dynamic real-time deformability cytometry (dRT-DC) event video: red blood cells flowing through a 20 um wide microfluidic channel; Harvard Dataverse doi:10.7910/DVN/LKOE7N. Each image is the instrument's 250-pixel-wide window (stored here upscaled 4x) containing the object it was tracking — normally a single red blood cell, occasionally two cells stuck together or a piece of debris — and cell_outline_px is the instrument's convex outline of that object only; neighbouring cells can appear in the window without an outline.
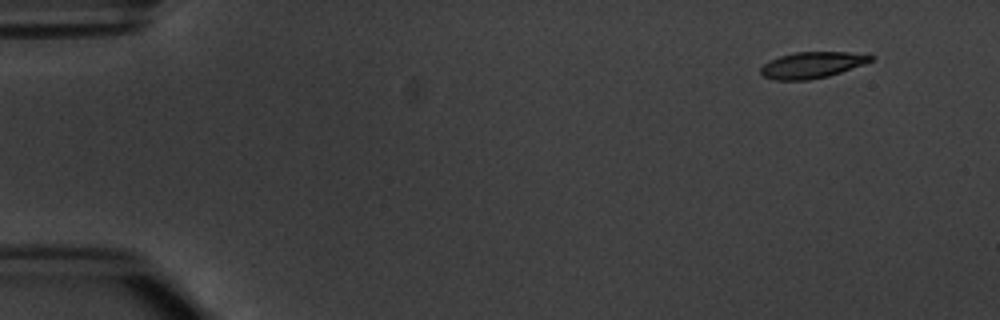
{"species": "common noctule bat (a hibernating species)", "species_latin": "Nyctalus noctula", "temperature_condition": "warm", "stored_images_in_passage": 7, "camera_frame_rate_fps": 3000, "um_per_image_px": 0.085, "animal": {"sex": "male", "body_mass_g": 20.1, "forearm_length_mm": 53.5}, "frame": {"image": 1, "passage_image": 2, "time_ms": 1.333, "image_size_px": [1000, 320], "cell_outline_px": [[872, 60], [864, 64], [828, 76], [808, 80], [776, 80], [764, 76], [760, 72], [760, 68], [764, 64], [780, 56], [796, 52], [868, 52], [872, 56]], "centroid_in_image_um": [69.07, 5.51], "position_along_channel_um": 15.9, "area_um2": 16.76}}
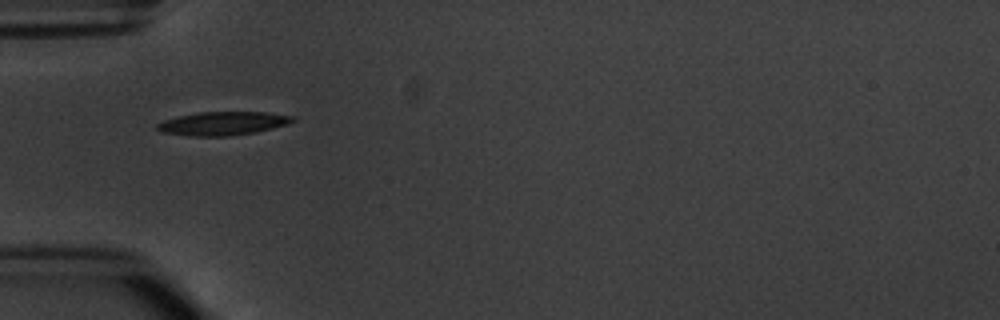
{"frame": {"image": 2, "passage_image": 5, "time_ms": 5.667, "image_size_px": [1000, 320], "cell_outline_px": [[296, 120], [288, 124], [256, 132], [232, 136], [188, 136], [160, 132], [156, 128], [156, 124], [164, 120], [176, 116], [196, 112], [268, 112], [296, 116]], "centroid_in_image_um": [18.94, 10.49], "position_along_channel_um": 66.1, "area_um2": 18.9}}